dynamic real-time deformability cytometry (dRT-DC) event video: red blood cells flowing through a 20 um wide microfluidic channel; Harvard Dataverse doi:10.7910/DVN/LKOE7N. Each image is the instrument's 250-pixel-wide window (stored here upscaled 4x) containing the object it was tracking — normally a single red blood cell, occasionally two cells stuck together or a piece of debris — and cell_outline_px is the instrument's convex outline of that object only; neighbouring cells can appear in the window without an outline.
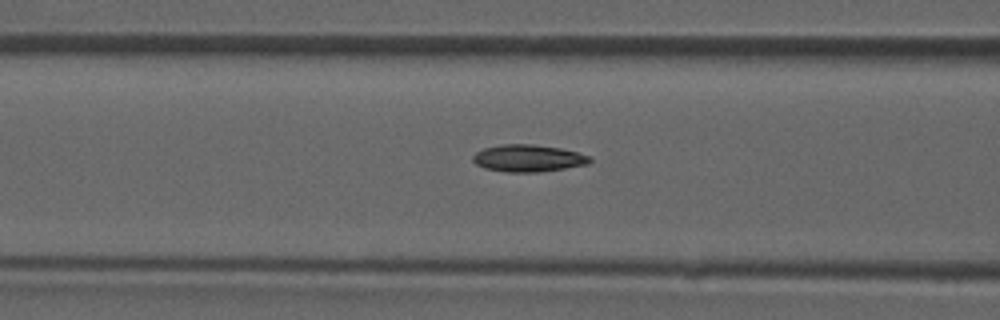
{"species": "common noctule bat (a hibernating species)", "species_latin": "Nyctalus noctula", "temperature_condition": "room temperature", "stored_images_in_passage": 34, "camera_frame_rate_fps": 3000, "um_per_image_px": 0.085, "animal": {"sex": "male", "forearm_length_mm": 52.5}, "frame": {"image": 1, "passage_image": 6, "time_ms": 1.667, "image_size_px": [1000, 320], "cell_outline_px": [[592, 160], [588, 164], [540, 172], [508, 172], [484, 168], [476, 164], [472, 160], [472, 156], [476, 152], [484, 148], [500, 144], [532, 144], [560, 148], [576, 152], [588, 156]], "centroid_in_image_um": [44.86, 13.45], "position_along_channel_um": 121.7, "area_um2": 18.38}}